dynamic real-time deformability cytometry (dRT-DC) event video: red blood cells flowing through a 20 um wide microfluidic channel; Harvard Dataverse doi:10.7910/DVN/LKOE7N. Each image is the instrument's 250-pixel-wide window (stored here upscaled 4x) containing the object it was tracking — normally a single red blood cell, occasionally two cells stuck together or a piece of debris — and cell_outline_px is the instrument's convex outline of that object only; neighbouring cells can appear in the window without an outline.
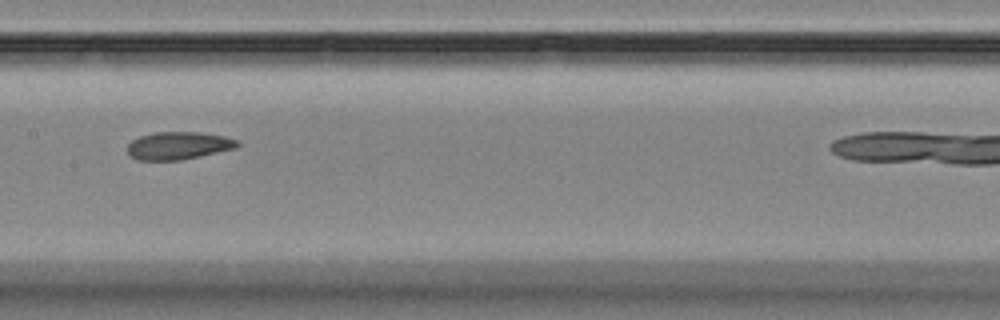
{"species": "Egyptian fruit bat (a non-hibernating species)", "species_latin": "Rousettus aegyptiacus", "temperature_condition": "room temperature", "stored_images_in_passage": 8, "camera_frame_rate_fps": 3000, "um_per_image_px": 0.085, "animal": {"sex": "female"}, "frame": {"image": 1, "passage_image": 4, "time_ms": 3.333, "image_size_px": [1000, 320], "cell_outline_px": [[240, 144], [236, 148], [200, 156], [180, 160], [136, 160], [128, 152], [128, 144], [132, 140], [140, 136], [156, 132], [200, 132], [224, 136], [236, 140]], "centroid_in_image_um": [15.16, 12.37], "position_along_channel_um": 192.2, "area_um2": 17.63}}
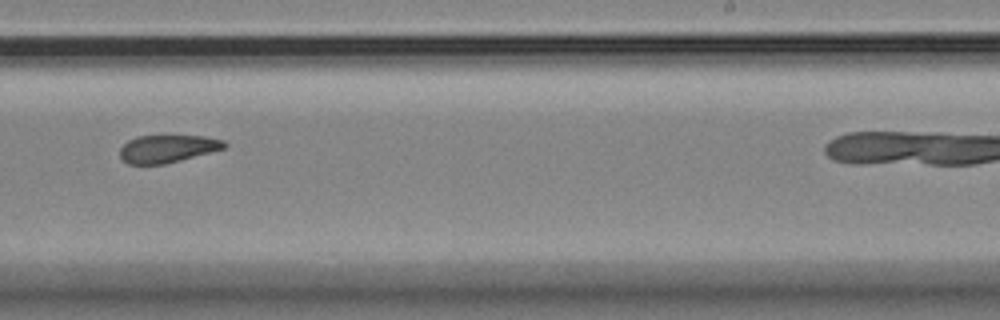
{"frame": {"image": 2, "passage_image": 6, "time_ms": 5.667, "image_size_px": [1000, 320], "cell_outline_px": [[228, 144], [224, 148], [180, 160], [164, 164], [128, 164], [120, 156], [120, 148], [128, 140], [136, 136], [164, 132], [204, 136], [224, 140]], "centroid_in_image_um": [14.22, 12.56], "position_along_channel_um": 274.8, "area_um2": 17.63}}
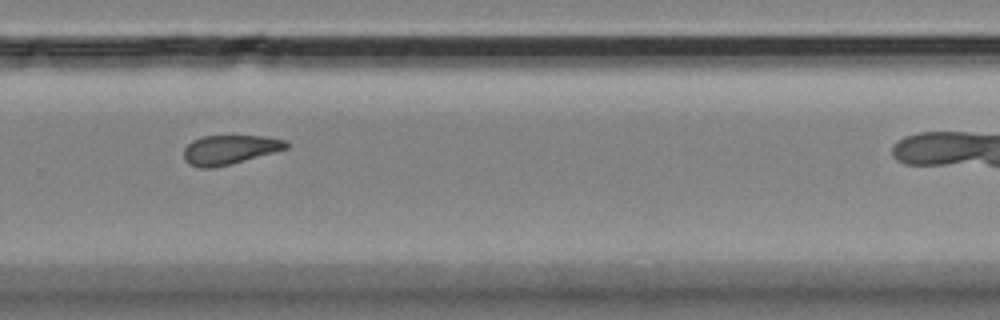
{"frame": {"image": 3, "passage_image": 7, "time_ms": 6.667, "image_size_px": [1000, 320], "cell_outline_px": [[288, 148], [232, 164], [212, 168], [200, 168], [188, 164], [184, 160], [184, 148], [192, 140], [204, 136], [264, 136], [284, 140], [288, 144]], "centroid_in_image_um": [19.48, 12.73], "position_along_channel_um": 310.3, "area_um2": 17.46}}